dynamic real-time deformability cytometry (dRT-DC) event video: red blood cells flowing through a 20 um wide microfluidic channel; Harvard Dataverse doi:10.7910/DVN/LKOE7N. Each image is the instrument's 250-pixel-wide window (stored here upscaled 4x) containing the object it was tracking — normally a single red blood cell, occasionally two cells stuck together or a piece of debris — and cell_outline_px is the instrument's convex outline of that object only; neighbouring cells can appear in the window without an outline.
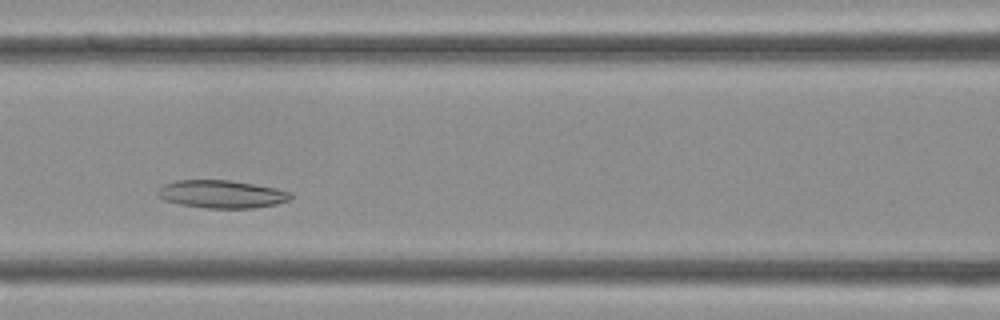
{"species": "Egyptian fruit bat (a non-hibernating species)", "species_latin": "Rousettus aegyptiacus", "temperature_condition": "cold", "stored_images_in_passage": 27, "camera_frame_rate_fps": 3000, "um_per_image_px": 0.085, "frame": {"image": 1, "passage_image": 10, "time_ms": 3.0, "image_size_px": [1000, 320], "cell_outline_px": [[292, 196], [288, 200], [276, 204], [252, 208], [208, 208], [180, 204], [164, 200], [156, 192], [164, 184], [176, 180], [228, 180], [276, 188], [292, 192]], "centroid_in_image_um": [18.84, 16.5], "position_along_channel_um": 147.8, "area_um2": 21.39}}
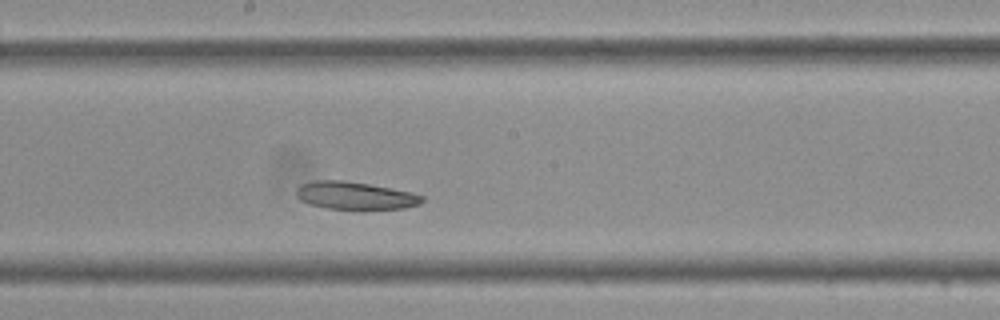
{"frame": {"image": 2, "passage_image": 14, "time_ms": 4.333, "image_size_px": [1000, 320], "cell_outline_px": [[424, 200], [420, 204], [404, 208], [324, 208], [300, 200], [296, 196], [296, 188], [304, 184], [316, 180], [344, 180], [368, 184], [412, 192], [424, 196]], "centroid_in_image_um": [30.19, 16.61], "position_along_channel_um": 218.0, "area_um2": 19.88}}
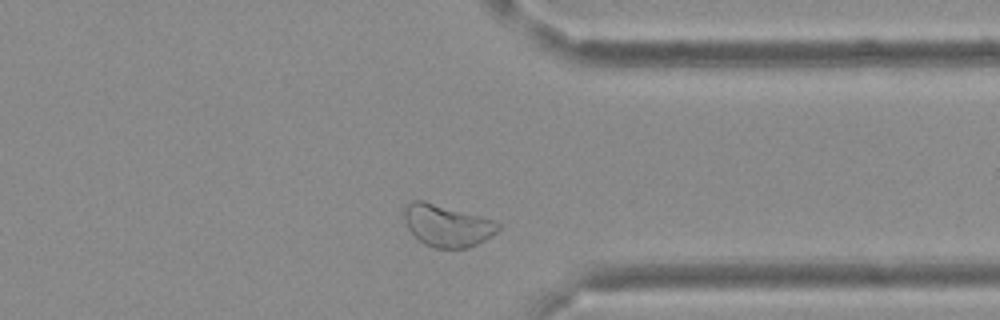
{"frame": {"image": 3, "passage_image": 23, "time_ms": 7.333, "image_size_px": [1000, 320], "cell_outline_px": [[500, 228], [492, 236], [468, 248], [436, 248], [424, 244], [408, 228], [404, 216], [404, 204], [412, 200], [424, 200], [480, 216], [492, 220], [500, 224]], "centroid_in_image_um": [37.98, 19.16], "position_along_channel_um": 373.4, "area_um2": 22.83}}